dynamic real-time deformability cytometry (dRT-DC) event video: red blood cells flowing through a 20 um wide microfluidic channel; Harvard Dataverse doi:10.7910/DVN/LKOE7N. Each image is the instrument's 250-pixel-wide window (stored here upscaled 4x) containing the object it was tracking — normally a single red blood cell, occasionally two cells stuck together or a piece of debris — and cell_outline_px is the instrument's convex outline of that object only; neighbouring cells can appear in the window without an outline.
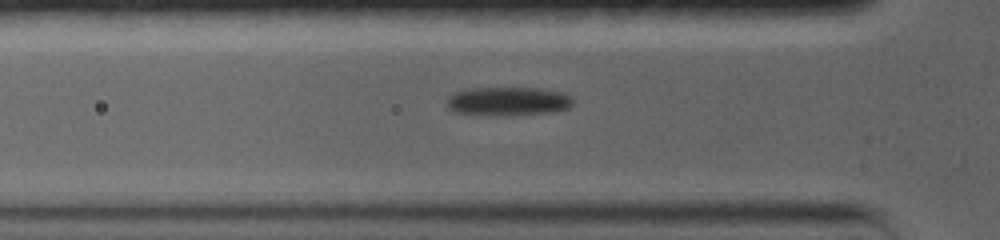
{"species": "common noctule bat (a hibernating species)", "species_latin": "Nyctalus noctula", "temperature_condition": "warm", "stored_images_in_passage": 16, "segment_of_instrument_passage": [1, 2], "camera_frame_rate_fps": 5000, "um_per_image_px": 0.085, "animal": {"sex": "female", "body_mass_g": 19.0, "forearm_length_mm": 56.7}, "frame": {"image": 1, "passage_image": 7, "time_ms": 2.8, "image_size_px": [1000, 240], "cell_outline_px": [[568, 104], [564, 108], [536, 112], [464, 112], [452, 108], [448, 104], [448, 100], [452, 96], [460, 92], [472, 88], [528, 88], [552, 92], [564, 96], [568, 100]], "centroid_in_image_um": [43.07, 8.54], "position_along_channel_um": 82.7, "area_um2": 17.92}}
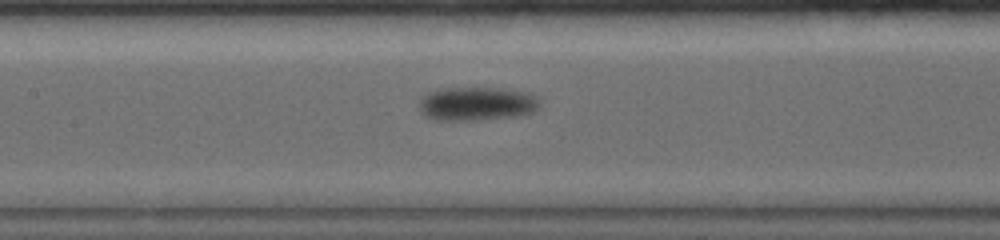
{"frame": {"image": 2, "passage_image": 13, "time_ms": 5.2, "image_size_px": [1000, 240], "cell_outline_px": [[532, 104], [528, 108], [512, 112], [484, 116], [452, 116], [432, 112], [428, 108], [428, 100], [432, 96], [444, 92], [504, 92], [524, 96]], "centroid_in_image_um": [40.53, 8.8], "position_along_channel_um": 166.9, "area_um2": 15.09}}
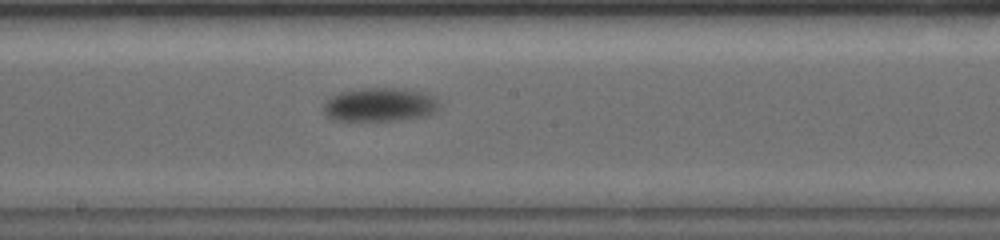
{"frame": {"image": 3, "passage_image": 15, "time_ms": 6.6, "image_size_px": [1000, 240], "cell_outline_px": [[428, 112], [416, 116], [352, 120], [344, 120], [328, 116], [328, 104], [332, 100], [340, 96], [352, 92], [368, 88], [384, 88], [404, 92], [416, 96], [424, 100], [428, 104]], "centroid_in_image_um": [31.99, 8.92], "position_along_channel_um": 216.2, "area_um2": 17.92}}